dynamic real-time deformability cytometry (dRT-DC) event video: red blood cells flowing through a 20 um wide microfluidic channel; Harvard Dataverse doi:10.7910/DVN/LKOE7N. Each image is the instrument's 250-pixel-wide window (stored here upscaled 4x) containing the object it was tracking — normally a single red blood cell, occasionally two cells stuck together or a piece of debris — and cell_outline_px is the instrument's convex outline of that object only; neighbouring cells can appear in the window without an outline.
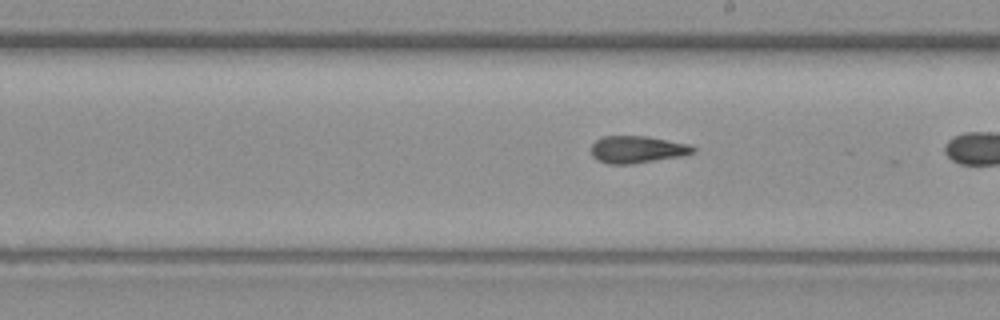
{"species": "common noctule bat (a hibernating species)", "species_latin": "Nyctalus noctula", "temperature_condition": "warm", "stored_images_in_passage": 20, "camera_frame_rate_fps": 3000, "um_per_image_px": 0.085, "animal": {"sex": "female", "body_mass_g": 19.3, "forearm_length_mm": 54.1}, "frame": {"image": 1, "passage_image": 17, "time_ms": 5.333, "image_size_px": [1000, 320], "cell_outline_px": [[696, 152], [684, 156], [632, 164], [608, 164], [596, 160], [592, 156], [592, 144], [596, 140], [604, 136], [648, 136], [688, 144], [696, 148]], "centroid_in_image_um": [54.18, 12.71], "position_along_channel_um": 234.8, "area_um2": 16.3}}